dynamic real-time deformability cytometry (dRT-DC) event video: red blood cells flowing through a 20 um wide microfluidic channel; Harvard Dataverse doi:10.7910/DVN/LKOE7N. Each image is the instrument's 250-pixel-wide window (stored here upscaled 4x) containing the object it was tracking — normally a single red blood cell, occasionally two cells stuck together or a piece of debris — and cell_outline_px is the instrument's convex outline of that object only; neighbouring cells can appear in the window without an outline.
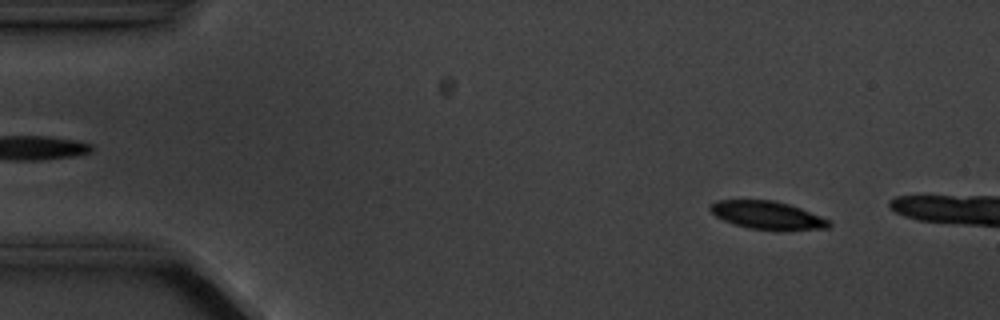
{"species": "common noctule bat (a hibernating species)", "species_latin": "Nyctalus noctula", "temperature_condition": "cold", "stored_images_in_passage": 3, "camera_frame_rate_fps": 3000, "um_per_image_px": 0.085, "animal": {"sex": "male", "body_mass_g": 20.1, "forearm_length_mm": 53.5}, "frame": {"image": 1, "passage_image": 1, "time_ms": 0.0, "image_size_px": [1000, 320], "cell_outline_px": [[832, 224], [828, 228], [780, 232], [776, 232], [748, 228], [724, 220], [716, 216], [708, 208], [708, 204], [716, 200], [772, 200], [788, 204], [800, 208], [820, 216], [828, 220]], "centroid_in_image_um": [65.23, 18.32], "position_along_channel_um": 19.8, "area_um2": 19.77}}